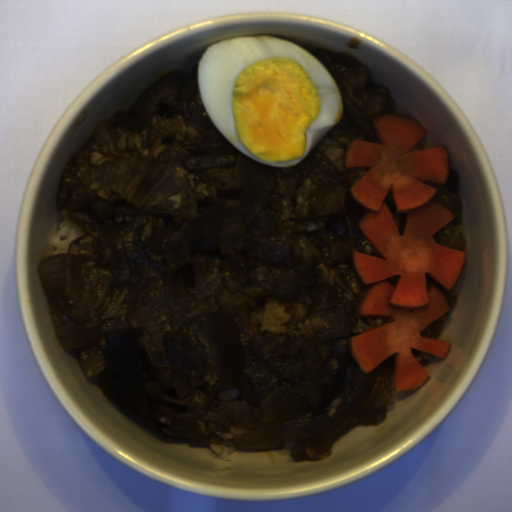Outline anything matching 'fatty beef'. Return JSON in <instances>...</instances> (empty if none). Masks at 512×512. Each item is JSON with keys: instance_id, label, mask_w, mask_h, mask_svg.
<instances>
[{"instance_id": "8fa450e3", "label": "fatty beef", "mask_w": 512, "mask_h": 512, "mask_svg": "<svg viewBox=\"0 0 512 512\" xmlns=\"http://www.w3.org/2000/svg\"><path fill=\"white\" fill-rule=\"evenodd\" d=\"M131 110L109 120L117 154L92 138L61 177L58 210L84 235L68 244L65 292L48 305L92 335L68 350L84 376L163 442L194 448L218 439L313 461L379 424L398 392L396 352L364 373L349 345L389 324L358 315L367 285L354 251L384 260L358 226L371 209L351 191L372 167L337 169L316 146L290 167L249 157L206 112L198 65L149 117ZM128 156L177 169L198 212H142L81 176ZM272 300L292 315L285 332L260 330ZM233 401L250 403L255 427L231 426ZM327 414L331 436L283 442L277 431Z\"/></svg>"}, {"instance_id": "1bbc456c", "label": "fatty beef", "mask_w": 512, "mask_h": 512, "mask_svg": "<svg viewBox=\"0 0 512 512\" xmlns=\"http://www.w3.org/2000/svg\"><path fill=\"white\" fill-rule=\"evenodd\" d=\"M305 52L327 72L341 97L342 116L325 136L344 143L346 157L354 140L380 143L373 123L396 116V101L386 86L377 85L367 67L354 58L324 49Z\"/></svg>"}, {"instance_id": "5ad873be", "label": "fatty beef", "mask_w": 512, "mask_h": 512, "mask_svg": "<svg viewBox=\"0 0 512 512\" xmlns=\"http://www.w3.org/2000/svg\"><path fill=\"white\" fill-rule=\"evenodd\" d=\"M423 183L436 189L431 201L442 205L453 216L448 225L434 233L435 243L462 252L466 240L457 225L462 223V206L456 171L449 169L448 180L442 185Z\"/></svg>"}, {"instance_id": "51303b74", "label": "fatty beef", "mask_w": 512, "mask_h": 512, "mask_svg": "<svg viewBox=\"0 0 512 512\" xmlns=\"http://www.w3.org/2000/svg\"><path fill=\"white\" fill-rule=\"evenodd\" d=\"M425 278H426V284L430 285L431 287L437 289L441 292L443 298L445 299L449 310L438 316L436 319H434L432 322H430L428 325H426L424 328L421 329L419 335L423 338H430V339H438L440 336L442 329L448 320V318L451 316V314L454 312L456 304H457V295L453 293L450 289L444 287L439 282L434 280L432 277H430L425 272Z\"/></svg>"}, {"instance_id": "2513f850", "label": "fatty beef", "mask_w": 512, "mask_h": 512, "mask_svg": "<svg viewBox=\"0 0 512 512\" xmlns=\"http://www.w3.org/2000/svg\"><path fill=\"white\" fill-rule=\"evenodd\" d=\"M384 202L392 216L399 236L403 235L404 230L406 228V213L397 212L396 201L391 191L389 192Z\"/></svg>"}, {"instance_id": "7934fd38", "label": "fatty beef", "mask_w": 512, "mask_h": 512, "mask_svg": "<svg viewBox=\"0 0 512 512\" xmlns=\"http://www.w3.org/2000/svg\"><path fill=\"white\" fill-rule=\"evenodd\" d=\"M411 353L417 359V361L420 363V365L422 367L428 366L432 361L435 360V356L428 354L424 351L412 348V347H411Z\"/></svg>"}, {"instance_id": "6575b59f", "label": "fatty beef", "mask_w": 512, "mask_h": 512, "mask_svg": "<svg viewBox=\"0 0 512 512\" xmlns=\"http://www.w3.org/2000/svg\"><path fill=\"white\" fill-rule=\"evenodd\" d=\"M420 150H425L421 138L407 152L411 153V152H416V151H420Z\"/></svg>"}]
</instances>
